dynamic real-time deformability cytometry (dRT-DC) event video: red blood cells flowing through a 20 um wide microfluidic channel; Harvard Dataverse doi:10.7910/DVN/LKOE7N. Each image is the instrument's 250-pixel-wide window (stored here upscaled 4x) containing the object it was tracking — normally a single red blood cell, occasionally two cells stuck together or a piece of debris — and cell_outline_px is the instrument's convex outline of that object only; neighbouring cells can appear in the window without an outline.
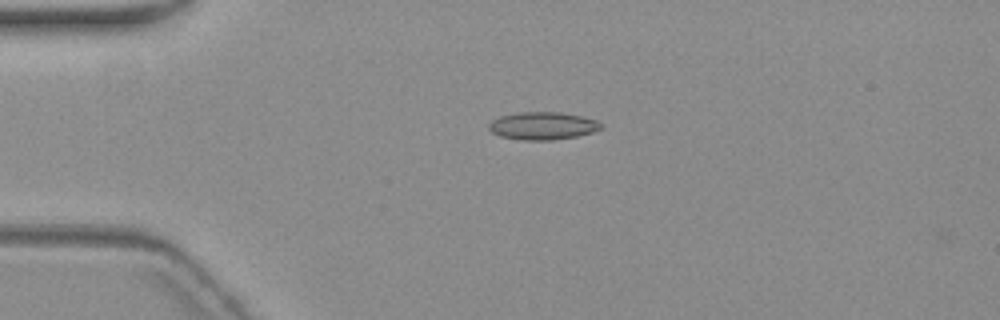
{"species": "common noctule bat (a hibernating species)", "species_latin": "Nyctalus noctula", "temperature_condition": "warm", "stored_images_in_passage": 4, "segment_of_instrument_passage": [1, 2], "camera_frame_rate_fps": 3000, "um_per_image_px": 0.085, "animal": {"sex": "female", "body_mass_g": 19.3, "forearm_length_mm": 54.1}, "frame": {"image": 1, "passage_image": 2, "time_ms": 1.333, "image_size_px": [1000, 320], "cell_outline_px": [[604, 128], [592, 132], [576, 136], [552, 140], [520, 140], [500, 136], [492, 132], [488, 128], [488, 124], [492, 120], [500, 116], [520, 112], [560, 112], [580, 116], [596, 120]], "centroid_in_image_um": [46.1, 10.7], "position_along_channel_um": 38.9, "area_um2": 18.03}}